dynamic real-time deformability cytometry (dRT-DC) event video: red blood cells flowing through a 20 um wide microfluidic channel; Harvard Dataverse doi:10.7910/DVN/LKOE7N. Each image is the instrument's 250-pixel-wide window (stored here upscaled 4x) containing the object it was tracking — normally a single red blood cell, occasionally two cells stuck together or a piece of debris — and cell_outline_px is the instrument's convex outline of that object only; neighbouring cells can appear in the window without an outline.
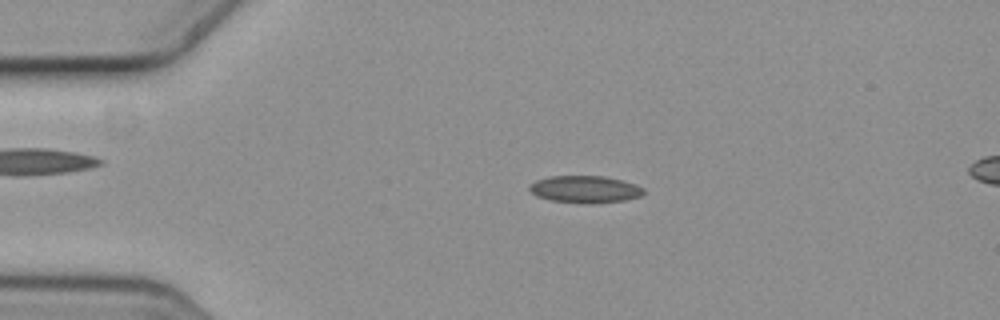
{"species": "common noctule bat (a hibernating species)", "species_latin": "Nyctalus noctula", "temperature_condition": "cold", "stored_images_in_passage": 5, "segment_of_instrument_passage": [1, 2], "camera_frame_rate_fps": 3000, "um_per_image_px": 0.085, "animal": {"sex": "female", "body_mass_g": 19.3, "forearm_length_mm": 54.1}, "frame": {"image": 1, "passage_image": 3, "time_ms": 0.667, "image_size_px": [1000, 320], "cell_outline_px": [[644, 192], [640, 196], [624, 200], [592, 204], [584, 204], [552, 200], [536, 196], [528, 188], [528, 184], [536, 180], [548, 176], [604, 176], [636, 184], [644, 188]], "centroid_in_image_um": [49.7, 16.09], "position_along_channel_um": 35.3, "area_um2": 18.15}}